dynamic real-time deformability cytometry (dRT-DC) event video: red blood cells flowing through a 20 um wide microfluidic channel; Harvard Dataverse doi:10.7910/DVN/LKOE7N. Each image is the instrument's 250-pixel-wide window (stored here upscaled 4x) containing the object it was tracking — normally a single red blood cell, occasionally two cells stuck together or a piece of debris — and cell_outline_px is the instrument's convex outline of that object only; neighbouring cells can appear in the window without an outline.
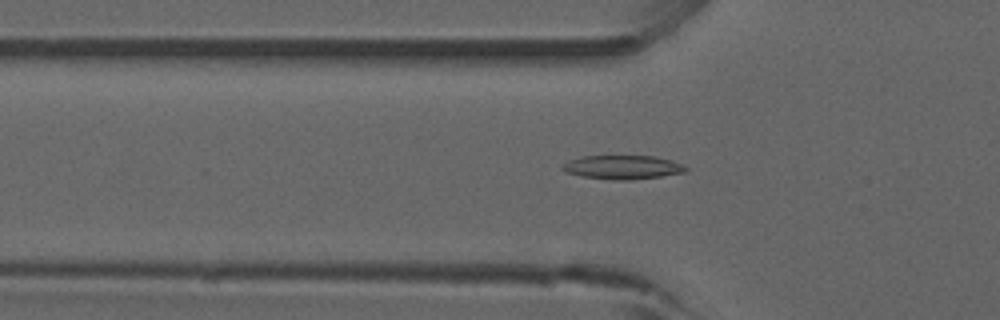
{"species": "common noctule bat (a hibernating species)", "species_latin": "Nyctalus noctula", "temperature_condition": "room temperature", "stored_images_in_passage": 45, "camera_frame_rate_fps": 3000, "um_per_image_px": 0.085, "animal": {"sex": "male", "forearm_length_mm": 52.5}, "frame": {"image": 1, "passage_image": 10, "time_ms": 3.0, "image_size_px": [1000, 320], "cell_outline_px": [[688, 168], [684, 172], [660, 176], [628, 180], [612, 180], [580, 176], [564, 172], [560, 168], [564, 164], [580, 156], [652, 156], [672, 160], [684, 164]], "centroid_in_image_um": [52.91, 14.21], "position_along_channel_um": 72.9, "area_um2": 17.11}}
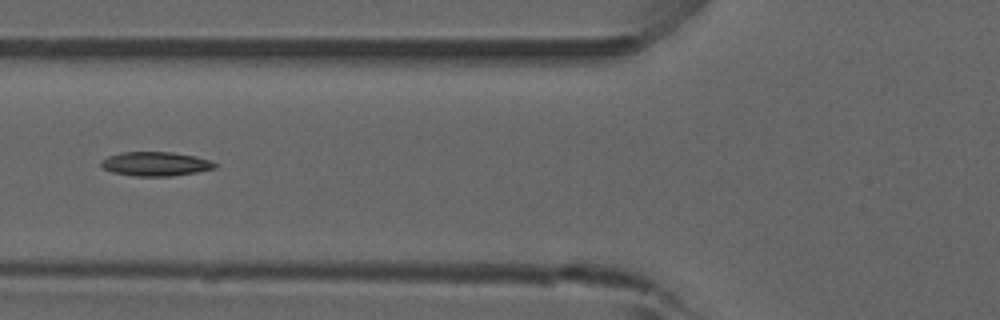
{"frame": {"image": 2, "passage_image": 13, "time_ms": 4.0, "image_size_px": [1000, 320], "cell_outline_px": [[216, 168], [196, 172], [172, 176], [136, 176], [112, 172], [104, 168], [100, 164], [100, 160], [108, 156], [124, 152], [172, 152], [196, 156], [212, 160], [216, 164]], "centroid_in_image_um": [13.24, 13.93], "position_along_channel_um": 112.6, "area_um2": 16.01}}
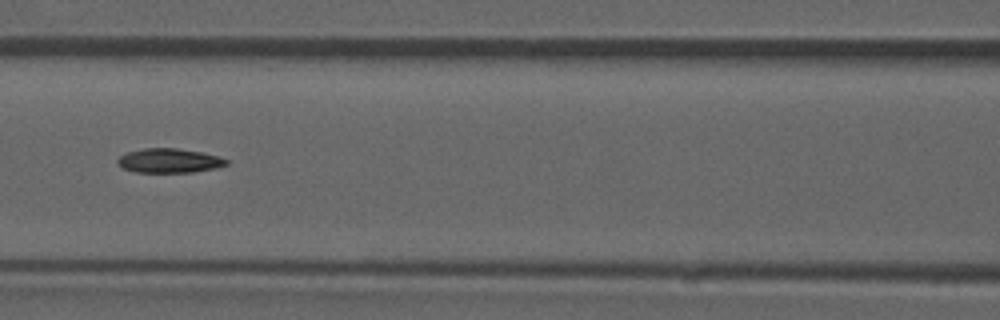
{"frame": {"image": 3, "passage_image": 16, "time_ms": 5.0, "image_size_px": [1000, 320], "cell_outline_px": [[228, 164], [216, 168], [192, 172], [136, 172], [124, 168], [116, 164], [116, 160], [120, 156], [128, 152], [144, 148], [176, 148], [200, 152], [216, 156], [228, 160]], "centroid_in_image_um": [14.35, 13.66], "position_along_channel_um": 152.2, "area_um2": 15.26}, "authors_computed_cell_mechanics": {"area_um2": 15.3748, "velocity_mm_per_s": 3.9217, "shape_relaxation_time_tau1_ms": null, "shape_relaxation_time_tau2_ms": 10.7411, "deformation_change_tau1": null, "deformation_change_tau2": 0.1829}}